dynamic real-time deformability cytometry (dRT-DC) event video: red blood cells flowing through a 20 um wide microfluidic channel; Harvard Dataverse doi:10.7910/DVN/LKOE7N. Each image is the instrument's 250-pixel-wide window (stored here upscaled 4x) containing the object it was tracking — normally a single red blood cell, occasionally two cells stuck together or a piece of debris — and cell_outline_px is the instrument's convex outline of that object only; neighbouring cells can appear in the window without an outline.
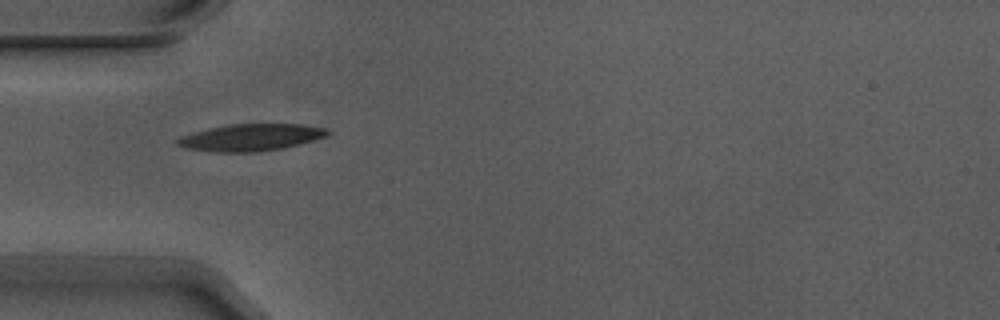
{"species": "Egyptian fruit bat (a non-hibernating species)", "species_latin": "Rousettus aegyptiacus", "temperature_condition": "warm", "stored_images_in_passage": 3, "camera_frame_rate_fps": 3000, "um_per_image_px": 0.085, "animal": {"sex": "male"}, "frame": {"image": 1, "passage_image": 2, "time_ms": 0.333, "image_size_px": [1000, 320], "cell_outline_px": [[332, 132], [324, 136], [312, 140], [280, 148], [256, 152], [216, 152], [184, 148], [176, 144], [176, 140], [180, 136], [208, 128], [228, 124], [304, 124], [328, 128]], "centroid_in_image_um": [21.29, 11.67], "position_along_channel_um": 63.7, "area_um2": 23.47}}